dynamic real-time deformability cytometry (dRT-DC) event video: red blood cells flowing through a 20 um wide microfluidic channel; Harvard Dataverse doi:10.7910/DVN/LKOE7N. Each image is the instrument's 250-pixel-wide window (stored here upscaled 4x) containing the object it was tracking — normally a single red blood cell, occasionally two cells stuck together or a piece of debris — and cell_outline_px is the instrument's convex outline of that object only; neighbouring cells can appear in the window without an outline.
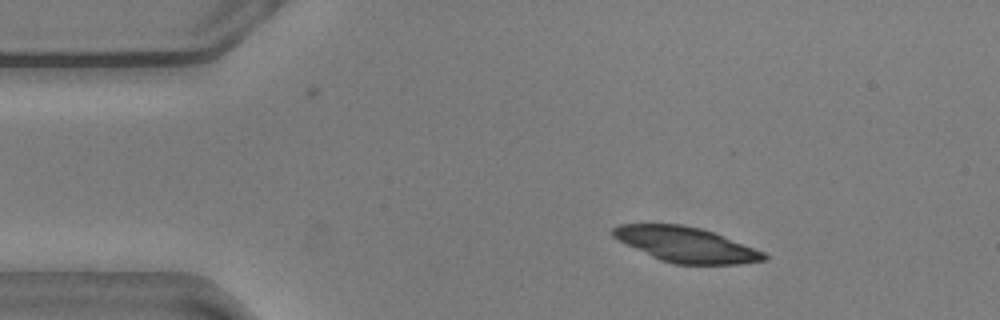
{"species": "common noctule bat (a hibernating species)", "species_latin": "Nyctalus noctula", "temperature_condition": "warm", "stored_images_in_passage": 7, "camera_frame_rate_fps": 3000, "um_per_image_px": 0.085, "animal": {"sex": "male", "body_mass_g": 20.5, "forearm_length_mm": 52.5}, "frame": {"image": 1, "passage_image": 1, "time_ms": 0.0, "image_size_px": [1000, 320], "cell_outline_px": [[768, 260], [740, 264], [676, 264], [660, 260], [612, 236], [612, 228], [620, 224], [680, 224], [700, 228], [712, 232], [764, 252], [768, 256]], "centroid_in_image_um": [58.33, 20.79], "position_along_channel_um": 26.7, "area_um2": 30.35}}